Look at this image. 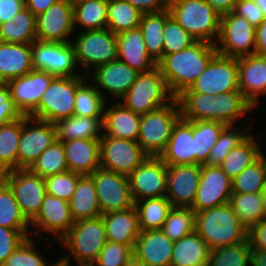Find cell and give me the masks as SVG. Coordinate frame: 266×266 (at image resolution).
Wrapping results in <instances>:
<instances>
[{
  "mask_svg": "<svg viewBox=\"0 0 266 266\" xmlns=\"http://www.w3.org/2000/svg\"><path fill=\"white\" fill-rule=\"evenodd\" d=\"M217 53L215 44L195 41L182 51L163 55L157 66L171 94L176 98L189 89Z\"/></svg>",
  "mask_w": 266,
  "mask_h": 266,
  "instance_id": "cell-1",
  "label": "cell"
},
{
  "mask_svg": "<svg viewBox=\"0 0 266 266\" xmlns=\"http://www.w3.org/2000/svg\"><path fill=\"white\" fill-rule=\"evenodd\" d=\"M195 232L210 250L248 240V229L240 222L230 203L195 213Z\"/></svg>",
  "mask_w": 266,
  "mask_h": 266,
  "instance_id": "cell-2",
  "label": "cell"
},
{
  "mask_svg": "<svg viewBox=\"0 0 266 266\" xmlns=\"http://www.w3.org/2000/svg\"><path fill=\"white\" fill-rule=\"evenodd\" d=\"M168 10L196 41H218L221 15L206 0H170Z\"/></svg>",
  "mask_w": 266,
  "mask_h": 266,
  "instance_id": "cell-3",
  "label": "cell"
},
{
  "mask_svg": "<svg viewBox=\"0 0 266 266\" xmlns=\"http://www.w3.org/2000/svg\"><path fill=\"white\" fill-rule=\"evenodd\" d=\"M174 99L163 74L156 66L149 71L139 72L136 81L119 101L133 113L144 115L161 106L168 105Z\"/></svg>",
  "mask_w": 266,
  "mask_h": 266,
  "instance_id": "cell-4",
  "label": "cell"
},
{
  "mask_svg": "<svg viewBox=\"0 0 266 266\" xmlns=\"http://www.w3.org/2000/svg\"><path fill=\"white\" fill-rule=\"evenodd\" d=\"M180 118L181 111L176 98L168 105L141 115L137 142L142 150L148 156L159 157Z\"/></svg>",
  "mask_w": 266,
  "mask_h": 266,
  "instance_id": "cell-5",
  "label": "cell"
},
{
  "mask_svg": "<svg viewBox=\"0 0 266 266\" xmlns=\"http://www.w3.org/2000/svg\"><path fill=\"white\" fill-rule=\"evenodd\" d=\"M78 33L76 31L75 39L72 38L71 43L75 50L77 66L84 68L83 75L87 76L91 69L93 71L117 59V38L112 31L106 28Z\"/></svg>",
  "mask_w": 266,
  "mask_h": 266,
  "instance_id": "cell-6",
  "label": "cell"
},
{
  "mask_svg": "<svg viewBox=\"0 0 266 266\" xmlns=\"http://www.w3.org/2000/svg\"><path fill=\"white\" fill-rule=\"evenodd\" d=\"M87 76H56L45 90L38 107L29 115L53 124L74 115L77 86Z\"/></svg>",
  "mask_w": 266,
  "mask_h": 266,
  "instance_id": "cell-7",
  "label": "cell"
},
{
  "mask_svg": "<svg viewBox=\"0 0 266 266\" xmlns=\"http://www.w3.org/2000/svg\"><path fill=\"white\" fill-rule=\"evenodd\" d=\"M59 242L77 263H94L107 242L102 217L76 221Z\"/></svg>",
  "mask_w": 266,
  "mask_h": 266,
  "instance_id": "cell-8",
  "label": "cell"
},
{
  "mask_svg": "<svg viewBox=\"0 0 266 266\" xmlns=\"http://www.w3.org/2000/svg\"><path fill=\"white\" fill-rule=\"evenodd\" d=\"M255 30L256 27L233 11L221 15L220 34L215 44L218 54L231 58L255 54Z\"/></svg>",
  "mask_w": 266,
  "mask_h": 266,
  "instance_id": "cell-9",
  "label": "cell"
},
{
  "mask_svg": "<svg viewBox=\"0 0 266 266\" xmlns=\"http://www.w3.org/2000/svg\"><path fill=\"white\" fill-rule=\"evenodd\" d=\"M239 90L237 58L216 54L189 89L182 93L218 94Z\"/></svg>",
  "mask_w": 266,
  "mask_h": 266,
  "instance_id": "cell-10",
  "label": "cell"
},
{
  "mask_svg": "<svg viewBox=\"0 0 266 266\" xmlns=\"http://www.w3.org/2000/svg\"><path fill=\"white\" fill-rule=\"evenodd\" d=\"M55 140H57L55 124L23 115L17 169H29Z\"/></svg>",
  "mask_w": 266,
  "mask_h": 266,
  "instance_id": "cell-11",
  "label": "cell"
},
{
  "mask_svg": "<svg viewBox=\"0 0 266 266\" xmlns=\"http://www.w3.org/2000/svg\"><path fill=\"white\" fill-rule=\"evenodd\" d=\"M89 176L94 181L102 214L134 207L128 176L102 167Z\"/></svg>",
  "mask_w": 266,
  "mask_h": 266,
  "instance_id": "cell-12",
  "label": "cell"
},
{
  "mask_svg": "<svg viewBox=\"0 0 266 266\" xmlns=\"http://www.w3.org/2000/svg\"><path fill=\"white\" fill-rule=\"evenodd\" d=\"M3 181L13 192L25 218L31 222L39 213L47 194L44 178L29 169H14L7 171Z\"/></svg>",
  "mask_w": 266,
  "mask_h": 266,
  "instance_id": "cell-13",
  "label": "cell"
},
{
  "mask_svg": "<svg viewBox=\"0 0 266 266\" xmlns=\"http://www.w3.org/2000/svg\"><path fill=\"white\" fill-rule=\"evenodd\" d=\"M32 59L34 70L61 77L85 76L77 71L75 50L71 42L35 41L32 43Z\"/></svg>",
  "mask_w": 266,
  "mask_h": 266,
  "instance_id": "cell-14",
  "label": "cell"
},
{
  "mask_svg": "<svg viewBox=\"0 0 266 266\" xmlns=\"http://www.w3.org/2000/svg\"><path fill=\"white\" fill-rule=\"evenodd\" d=\"M148 155L136 141L103 135L100 139V167L129 176Z\"/></svg>",
  "mask_w": 266,
  "mask_h": 266,
  "instance_id": "cell-15",
  "label": "cell"
},
{
  "mask_svg": "<svg viewBox=\"0 0 266 266\" xmlns=\"http://www.w3.org/2000/svg\"><path fill=\"white\" fill-rule=\"evenodd\" d=\"M37 41L70 43L75 33L73 4L60 0L36 16Z\"/></svg>",
  "mask_w": 266,
  "mask_h": 266,
  "instance_id": "cell-16",
  "label": "cell"
},
{
  "mask_svg": "<svg viewBox=\"0 0 266 266\" xmlns=\"http://www.w3.org/2000/svg\"><path fill=\"white\" fill-rule=\"evenodd\" d=\"M168 165L159 157L148 156L129 176L133 201L166 196Z\"/></svg>",
  "mask_w": 266,
  "mask_h": 266,
  "instance_id": "cell-17",
  "label": "cell"
},
{
  "mask_svg": "<svg viewBox=\"0 0 266 266\" xmlns=\"http://www.w3.org/2000/svg\"><path fill=\"white\" fill-rule=\"evenodd\" d=\"M232 179L219 166L201 165L200 182L191 208L195 213L230 202Z\"/></svg>",
  "mask_w": 266,
  "mask_h": 266,
  "instance_id": "cell-18",
  "label": "cell"
},
{
  "mask_svg": "<svg viewBox=\"0 0 266 266\" xmlns=\"http://www.w3.org/2000/svg\"><path fill=\"white\" fill-rule=\"evenodd\" d=\"M75 223L69 208V202L46 194L41 208L37 216L30 222L31 227L36 231H32L37 238L46 240L41 234L48 232L54 234L57 241H60ZM41 230V231H40Z\"/></svg>",
  "mask_w": 266,
  "mask_h": 266,
  "instance_id": "cell-19",
  "label": "cell"
},
{
  "mask_svg": "<svg viewBox=\"0 0 266 266\" xmlns=\"http://www.w3.org/2000/svg\"><path fill=\"white\" fill-rule=\"evenodd\" d=\"M56 76L46 71L32 70L6 83L15 107L29 116L39 105L45 90Z\"/></svg>",
  "mask_w": 266,
  "mask_h": 266,
  "instance_id": "cell-20",
  "label": "cell"
},
{
  "mask_svg": "<svg viewBox=\"0 0 266 266\" xmlns=\"http://www.w3.org/2000/svg\"><path fill=\"white\" fill-rule=\"evenodd\" d=\"M200 175L201 165H168L166 170V197L173 207H193Z\"/></svg>",
  "mask_w": 266,
  "mask_h": 266,
  "instance_id": "cell-21",
  "label": "cell"
},
{
  "mask_svg": "<svg viewBox=\"0 0 266 266\" xmlns=\"http://www.w3.org/2000/svg\"><path fill=\"white\" fill-rule=\"evenodd\" d=\"M138 74L137 70L116 59L93 69L87 77L105 100L107 97L103 93H109L118 101L136 81Z\"/></svg>",
  "mask_w": 266,
  "mask_h": 266,
  "instance_id": "cell-22",
  "label": "cell"
},
{
  "mask_svg": "<svg viewBox=\"0 0 266 266\" xmlns=\"http://www.w3.org/2000/svg\"><path fill=\"white\" fill-rule=\"evenodd\" d=\"M239 90L256 109L261 95L266 96V55L237 58Z\"/></svg>",
  "mask_w": 266,
  "mask_h": 266,
  "instance_id": "cell-23",
  "label": "cell"
},
{
  "mask_svg": "<svg viewBox=\"0 0 266 266\" xmlns=\"http://www.w3.org/2000/svg\"><path fill=\"white\" fill-rule=\"evenodd\" d=\"M174 242L161 229L140 232L133 255L146 266H170Z\"/></svg>",
  "mask_w": 266,
  "mask_h": 266,
  "instance_id": "cell-24",
  "label": "cell"
},
{
  "mask_svg": "<svg viewBox=\"0 0 266 266\" xmlns=\"http://www.w3.org/2000/svg\"><path fill=\"white\" fill-rule=\"evenodd\" d=\"M159 158L167 165H195L193 121L180 118Z\"/></svg>",
  "mask_w": 266,
  "mask_h": 266,
  "instance_id": "cell-25",
  "label": "cell"
},
{
  "mask_svg": "<svg viewBox=\"0 0 266 266\" xmlns=\"http://www.w3.org/2000/svg\"><path fill=\"white\" fill-rule=\"evenodd\" d=\"M117 38V59L138 72H146L157 66L149 56L141 29L121 32Z\"/></svg>",
  "mask_w": 266,
  "mask_h": 266,
  "instance_id": "cell-26",
  "label": "cell"
},
{
  "mask_svg": "<svg viewBox=\"0 0 266 266\" xmlns=\"http://www.w3.org/2000/svg\"><path fill=\"white\" fill-rule=\"evenodd\" d=\"M69 171L91 175L100 167V141L95 139H71L63 141Z\"/></svg>",
  "mask_w": 266,
  "mask_h": 266,
  "instance_id": "cell-27",
  "label": "cell"
},
{
  "mask_svg": "<svg viewBox=\"0 0 266 266\" xmlns=\"http://www.w3.org/2000/svg\"><path fill=\"white\" fill-rule=\"evenodd\" d=\"M107 104L108 101L103 111V134L137 142L141 115L125 108L119 101L111 107Z\"/></svg>",
  "mask_w": 266,
  "mask_h": 266,
  "instance_id": "cell-28",
  "label": "cell"
},
{
  "mask_svg": "<svg viewBox=\"0 0 266 266\" xmlns=\"http://www.w3.org/2000/svg\"><path fill=\"white\" fill-rule=\"evenodd\" d=\"M32 70V44L0 42V83L6 84Z\"/></svg>",
  "mask_w": 266,
  "mask_h": 266,
  "instance_id": "cell-29",
  "label": "cell"
},
{
  "mask_svg": "<svg viewBox=\"0 0 266 266\" xmlns=\"http://www.w3.org/2000/svg\"><path fill=\"white\" fill-rule=\"evenodd\" d=\"M107 241L130 245L132 248L141 232L135 207L101 215Z\"/></svg>",
  "mask_w": 266,
  "mask_h": 266,
  "instance_id": "cell-30",
  "label": "cell"
},
{
  "mask_svg": "<svg viewBox=\"0 0 266 266\" xmlns=\"http://www.w3.org/2000/svg\"><path fill=\"white\" fill-rule=\"evenodd\" d=\"M69 208L74 221L95 219L102 215L97 199L96 187L89 175H83L70 198Z\"/></svg>",
  "mask_w": 266,
  "mask_h": 266,
  "instance_id": "cell-31",
  "label": "cell"
},
{
  "mask_svg": "<svg viewBox=\"0 0 266 266\" xmlns=\"http://www.w3.org/2000/svg\"><path fill=\"white\" fill-rule=\"evenodd\" d=\"M56 126L58 141L71 139H95L100 141L103 137V117H80L72 115L61 119Z\"/></svg>",
  "mask_w": 266,
  "mask_h": 266,
  "instance_id": "cell-32",
  "label": "cell"
},
{
  "mask_svg": "<svg viewBox=\"0 0 266 266\" xmlns=\"http://www.w3.org/2000/svg\"><path fill=\"white\" fill-rule=\"evenodd\" d=\"M252 110L253 106L243 97L240 90L224 92L213 99L212 121L235 125L242 116L246 119V113Z\"/></svg>",
  "mask_w": 266,
  "mask_h": 266,
  "instance_id": "cell-33",
  "label": "cell"
},
{
  "mask_svg": "<svg viewBox=\"0 0 266 266\" xmlns=\"http://www.w3.org/2000/svg\"><path fill=\"white\" fill-rule=\"evenodd\" d=\"M210 248L194 231L174 242L170 266H207Z\"/></svg>",
  "mask_w": 266,
  "mask_h": 266,
  "instance_id": "cell-34",
  "label": "cell"
},
{
  "mask_svg": "<svg viewBox=\"0 0 266 266\" xmlns=\"http://www.w3.org/2000/svg\"><path fill=\"white\" fill-rule=\"evenodd\" d=\"M36 16L24 7L6 23L0 24V42L32 44L37 41Z\"/></svg>",
  "mask_w": 266,
  "mask_h": 266,
  "instance_id": "cell-35",
  "label": "cell"
},
{
  "mask_svg": "<svg viewBox=\"0 0 266 266\" xmlns=\"http://www.w3.org/2000/svg\"><path fill=\"white\" fill-rule=\"evenodd\" d=\"M255 137L257 136L250 134L236 148H233L219 165L230 179L238 176L264 153L258 143L259 140Z\"/></svg>",
  "mask_w": 266,
  "mask_h": 266,
  "instance_id": "cell-36",
  "label": "cell"
},
{
  "mask_svg": "<svg viewBox=\"0 0 266 266\" xmlns=\"http://www.w3.org/2000/svg\"><path fill=\"white\" fill-rule=\"evenodd\" d=\"M108 0H81L73 4L74 27L102 30L107 26Z\"/></svg>",
  "mask_w": 266,
  "mask_h": 266,
  "instance_id": "cell-37",
  "label": "cell"
},
{
  "mask_svg": "<svg viewBox=\"0 0 266 266\" xmlns=\"http://www.w3.org/2000/svg\"><path fill=\"white\" fill-rule=\"evenodd\" d=\"M140 229H162L165 220L173 208L170 200L164 197L145 198L134 202Z\"/></svg>",
  "mask_w": 266,
  "mask_h": 266,
  "instance_id": "cell-38",
  "label": "cell"
},
{
  "mask_svg": "<svg viewBox=\"0 0 266 266\" xmlns=\"http://www.w3.org/2000/svg\"><path fill=\"white\" fill-rule=\"evenodd\" d=\"M230 205L240 222L249 230L266 218L265 201L260 193H232Z\"/></svg>",
  "mask_w": 266,
  "mask_h": 266,
  "instance_id": "cell-39",
  "label": "cell"
},
{
  "mask_svg": "<svg viewBox=\"0 0 266 266\" xmlns=\"http://www.w3.org/2000/svg\"><path fill=\"white\" fill-rule=\"evenodd\" d=\"M166 10L141 15L139 28L143 33L149 56L158 63L163 58V31Z\"/></svg>",
  "mask_w": 266,
  "mask_h": 266,
  "instance_id": "cell-40",
  "label": "cell"
},
{
  "mask_svg": "<svg viewBox=\"0 0 266 266\" xmlns=\"http://www.w3.org/2000/svg\"><path fill=\"white\" fill-rule=\"evenodd\" d=\"M227 125L218 121H193L195 165L206 164L211 148Z\"/></svg>",
  "mask_w": 266,
  "mask_h": 266,
  "instance_id": "cell-41",
  "label": "cell"
},
{
  "mask_svg": "<svg viewBox=\"0 0 266 266\" xmlns=\"http://www.w3.org/2000/svg\"><path fill=\"white\" fill-rule=\"evenodd\" d=\"M106 100L86 77L76 89L74 115L80 117H103Z\"/></svg>",
  "mask_w": 266,
  "mask_h": 266,
  "instance_id": "cell-42",
  "label": "cell"
},
{
  "mask_svg": "<svg viewBox=\"0 0 266 266\" xmlns=\"http://www.w3.org/2000/svg\"><path fill=\"white\" fill-rule=\"evenodd\" d=\"M142 13L125 0H108L107 26L114 34L139 27Z\"/></svg>",
  "mask_w": 266,
  "mask_h": 266,
  "instance_id": "cell-43",
  "label": "cell"
},
{
  "mask_svg": "<svg viewBox=\"0 0 266 266\" xmlns=\"http://www.w3.org/2000/svg\"><path fill=\"white\" fill-rule=\"evenodd\" d=\"M29 170L43 178L69 171L62 142L55 140L39 155Z\"/></svg>",
  "mask_w": 266,
  "mask_h": 266,
  "instance_id": "cell-44",
  "label": "cell"
},
{
  "mask_svg": "<svg viewBox=\"0 0 266 266\" xmlns=\"http://www.w3.org/2000/svg\"><path fill=\"white\" fill-rule=\"evenodd\" d=\"M22 117L0 127V165L6 170L17 169Z\"/></svg>",
  "mask_w": 266,
  "mask_h": 266,
  "instance_id": "cell-45",
  "label": "cell"
},
{
  "mask_svg": "<svg viewBox=\"0 0 266 266\" xmlns=\"http://www.w3.org/2000/svg\"><path fill=\"white\" fill-rule=\"evenodd\" d=\"M215 96L202 93H181L176 97L181 118L186 121H212V106Z\"/></svg>",
  "mask_w": 266,
  "mask_h": 266,
  "instance_id": "cell-46",
  "label": "cell"
},
{
  "mask_svg": "<svg viewBox=\"0 0 266 266\" xmlns=\"http://www.w3.org/2000/svg\"><path fill=\"white\" fill-rule=\"evenodd\" d=\"M266 154L264 153L238 176L232 179L233 193H260L266 184Z\"/></svg>",
  "mask_w": 266,
  "mask_h": 266,
  "instance_id": "cell-47",
  "label": "cell"
},
{
  "mask_svg": "<svg viewBox=\"0 0 266 266\" xmlns=\"http://www.w3.org/2000/svg\"><path fill=\"white\" fill-rule=\"evenodd\" d=\"M0 226L15 230H29L31 226L4 181L0 182Z\"/></svg>",
  "mask_w": 266,
  "mask_h": 266,
  "instance_id": "cell-48",
  "label": "cell"
},
{
  "mask_svg": "<svg viewBox=\"0 0 266 266\" xmlns=\"http://www.w3.org/2000/svg\"><path fill=\"white\" fill-rule=\"evenodd\" d=\"M241 128L239 125H227L223 129L217 143L210 150L207 165L219 166L228 153L251 134L250 131L246 132L244 127Z\"/></svg>",
  "mask_w": 266,
  "mask_h": 266,
  "instance_id": "cell-49",
  "label": "cell"
},
{
  "mask_svg": "<svg viewBox=\"0 0 266 266\" xmlns=\"http://www.w3.org/2000/svg\"><path fill=\"white\" fill-rule=\"evenodd\" d=\"M249 240L210 250L207 266H250Z\"/></svg>",
  "mask_w": 266,
  "mask_h": 266,
  "instance_id": "cell-50",
  "label": "cell"
},
{
  "mask_svg": "<svg viewBox=\"0 0 266 266\" xmlns=\"http://www.w3.org/2000/svg\"><path fill=\"white\" fill-rule=\"evenodd\" d=\"M173 242L195 231V212L191 208L173 207L161 229Z\"/></svg>",
  "mask_w": 266,
  "mask_h": 266,
  "instance_id": "cell-51",
  "label": "cell"
},
{
  "mask_svg": "<svg viewBox=\"0 0 266 266\" xmlns=\"http://www.w3.org/2000/svg\"><path fill=\"white\" fill-rule=\"evenodd\" d=\"M196 40L166 10V22L163 31V55L182 51Z\"/></svg>",
  "mask_w": 266,
  "mask_h": 266,
  "instance_id": "cell-52",
  "label": "cell"
},
{
  "mask_svg": "<svg viewBox=\"0 0 266 266\" xmlns=\"http://www.w3.org/2000/svg\"><path fill=\"white\" fill-rule=\"evenodd\" d=\"M83 175L67 171L44 178L47 194L69 201Z\"/></svg>",
  "mask_w": 266,
  "mask_h": 266,
  "instance_id": "cell-53",
  "label": "cell"
},
{
  "mask_svg": "<svg viewBox=\"0 0 266 266\" xmlns=\"http://www.w3.org/2000/svg\"><path fill=\"white\" fill-rule=\"evenodd\" d=\"M36 249L33 239L28 237L6 259L2 266H47L49 262Z\"/></svg>",
  "mask_w": 266,
  "mask_h": 266,
  "instance_id": "cell-54",
  "label": "cell"
},
{
  "mask_svg": "<svg viewBox=\"0 0 266 266\" xmlns=\"http://www.w3.org/2000/svg\"><path fill=\"white\" fill-rule=\"evenodd\" d=\"M133 255V248L117 242L107 241L94 264L96 266H124Z\"/></svg>",
  "mask_w": 266,
  "mask_h": 266,
  "instance_id": "cell-55",
  "label": "cell"
},
{
  "mask_svg": "<svg viewBox=\"0 0 266 266\" xmlns=\"http://www.w3.org/2000/svg\"><path fill=\"white\" fill-rule=\"evenodd\" d=\"M31 230H15L0 226V266L30 237Z\"/></svg>",
  "mask_w": 266,
  "mask_h": 266,
  "instance_id": "cell-56",
  "label": "cell"
},
{
  "mask_svg": "<svg viewBox=\"0 0 266 266\" xmlns=\"http://www.w3.org/2000/svg\"><path fill=\"white\" fill-rule=\"evenodd\" d=\"M22 116L14 105L8 86L0 83V127L16 121Z\"/></svg>",
  "mask_w": 266,
  "mask_h": 266,
  "instance_id": "cell-57",
  "label": "cell"
},
{
  "mask_svg": "<svg viewBox=\"0 0 266 266\" xmlns=\"http://www.w3.org/2000/svg\"><path fill=\"white\" fill-rule=\"evenodd\" d=\"M233 12L240 17H244L254 27L259 26L265 19L254 0H237Z\"/></svg>",
  "mask_w": 266,
  "mask_h": 266,
  "instance_id": "cell-58",
  "label": "cell"
},
{
  "mask_svg": "<svg viewBox=\"0 0 266 266\" xmlns=\"http://www.w3.org/2000/svg\"><path fill=\"white\" fill-rule=\"evenodd\" d=\"M250 248L266 251V218L253 225L248 230Z\"/></svg>",
  "mask_w": 266,
  "mask_h": 266,
  "instance_id": "cell-59",
  "label": "cell"
},
{
  "mask_svg": "<svg viewBox=\"0 0 266 266\" xmlns=\"http://www.w3.org/2000/svg\"><path fill=\"white\" fill-rule=\"evenodd\" d=\"M142 14L168 10L170 0H125Z\"/></svg>",
  "mask_w": 266,
  "mask_h": 266,
  "instance_id": "cell-60",
  "label": "cell"
},
{
  "mask_svg": "<svg viewBox=\"0 0 266 266\" xmlns=\"http://www.w3.org/2000/svg\"><path fill=\"white\" fill-rule=\"evenodd\" d=\"M24 7L25 0H0V24L9 21Z\"/></svg>",
  "mask_w": 266,
  "mask_h": 266,
  "instance_id": "cell-61",
  "label": "cell"
},
{
  "mask_svg": "<svg viewBox=\"0 0 266 266\" xmlns=\"http://www.w3.org/2000/svg\"><path fill=\"white\" fill-rule=\"evenodd\" d=\"M255 54L266 55V18L255 30Z\"/></svg>",
  "mask_w": 266,
  "mask_h": 266,
  "instance_id": "cell-62",
  "label": "cell"
},
{
  "mask_svg": "<svg viewBox=\"0 0 266 266\" xmlns=\"http://www.w3.org/2000/svg\"><path fill=\"white\" fill-rule=\"evenodd\" d=\"M60 0H25L26 7L35 15L45 12L52 4Z\"/></svg>",
  "mask_w": 266,
  "mask_h": 266,
  "instance_id": "cell-63",
  "label": "cell"
},
{
  "mask_svg": "<svg viewBox=\"0 0 266 266\" xmlns=\"http://www.w3.org/2000/svg\"><path fill=\"white\" fill-rule=\"evenodd\" d=\"M220 15L234 11L237 0H206Z\"/></svg>",
  "mask_w": 266,
  "mask_h": 266,
  "instance_id": "cell-64",
  "label": "cell"
},
{
  "mask_svg": "<svg viewBox=\"0 0 266 266\" xmlns=\"http://www.w3.org/2000/svg\"><path fill=\"white\" fill-rule=\"evenodd\" d=\"M250 266H266V251L250 248Z\"/></svg>",
  "mask_w": 266,
  "mask_h": 266,
  "instance_id": "cell-65",
  "label": "cell"
},
{
  "mask_svg": "<svg viewBox=\"0 0 266 266\" xmlns=\"http://www.w3.org/2000/svg\"><path fill=\"white\" fill-rule=\"evenodd\" d=\"M124 266H146L143 262L137 259L134 255L125 263Z\"/></svg>",
  "mask_w": 266,
  "mask_h": 266,
  "instance_id": "cell-66",
  "label": "cell"
},
{
  "mask_svg": "<svg viewBox=\"0 0 266 266\" xmlns=\"http://www.w3.org/2000/svg\"><path fill=\"white\" fill-rule=\"evenodd\" d=\"M254 2L259 7V10L262 11L264 17L266 18V0H254Z\"/></svg>",
  "mask_w": 266,
  "mask_h": 266,
  "instance_id": "cell-67",
  "label": "cell"
},
{
  "mask_svg": "<svg viewBox=\"0 0 266 266\" xmlns=\"http://www.w3.org/2000/svg\"><path fill=\"white\" fill-rule=\"evenodd\" d=\"M63 258V260H65V262L68 264V266H71L70 265V255H64V256H61ZM76 265L78 266H96L94 263H77Z\"/></svg>",
  "mask_w": 266,
  "mask_h": 266,
  "instance_id": "cell-68",
  "label": "cell"
},
{
  "mask_svg": "<svg viewBox=\"0 0 266 266\" xmlns=\"http://www.w3.org/2000/svg\"><path fill=\"white\" fill-rule=\"evenodd\" d=\"M53 263V264H52ZM68 266V264L63 260V258H59L56 260V262H51V264H48L47 266Z\"/></svg>",
  "mask_w": 266,
  "mask_h": 266,
  "instance_id": "cell-69",
  "label": "cell"
},
{
  "mask_svg": "<svg viewBox=\"0 0 266 266\" xmlns=\"http://www.w3.org/2000/svg\"><path fill=\"white\" fill-rule=\"evenodd\" d=\"M7 171L0 165V182H2L5 178Z\"/></svg>",
  "mask_w": 266,
  "mask_h": 266,
  "instance_id": "cell-70",
  "label": "cell"
},
{
  "mask_svg": "<svg viewBox=\"0 0 266 266\" xmlns=\"http://www.w3.org/2000/svg\"><path fill=\"white\" fill-rule=\"evenodd\" d=\"M262 195L264 197L265 205H266V184L264 185L262 189ZM265 213H266V207H265Z\"/></svg>",
  "mask_w": 266,
  "mask_h": 266,
  "instance_id": "cell-71",
  "label": "cell"
},
{
  "mask_svg": "<svg viewBox=\"0 0 266 266\" xmlns=\"http://www.w3.org/2000/svg\"><path fill=\"white\" fill-rule=\"evenodd\" d=\"M68 2H71L72 4H74V3H77V2H79V1H81V0H67Z\"/></svg>",
  "mask_w": 266,
  "mask_h": 266,
  "instance_id": "cell-72",
  "label": "cell"
}]
</instances>
